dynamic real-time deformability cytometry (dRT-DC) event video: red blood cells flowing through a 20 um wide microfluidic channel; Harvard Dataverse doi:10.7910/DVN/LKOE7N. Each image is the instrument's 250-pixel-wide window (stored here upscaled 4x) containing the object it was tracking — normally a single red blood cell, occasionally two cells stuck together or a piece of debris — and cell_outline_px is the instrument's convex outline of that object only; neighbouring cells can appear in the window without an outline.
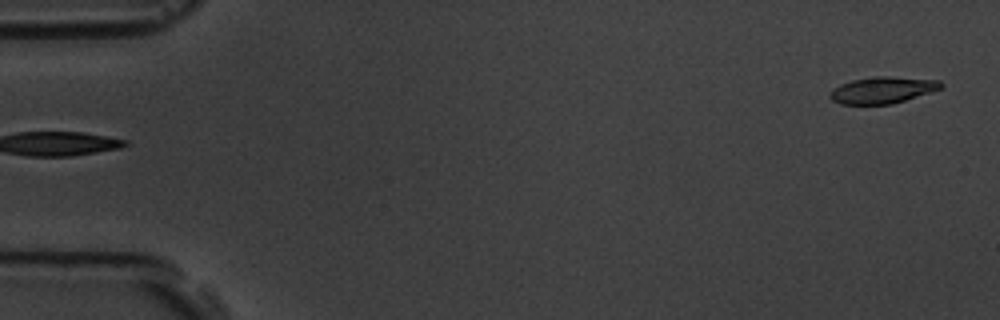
{"species": "common noctule bat (a hibernating species)", "species_latin": "Nyctalus noctula", "temperature_condition": "room temperature", "stored_images_in_passage": 4, "segment_of_instrument_passage": [2, 2], "camera_frame_rate_fps": 3000, "um_per_image_px": 0.085, "animal": {"sex": "male", "body_mass_g": 19.5, "forearm_length_mm": 54.6}, "frame": {"image": 1, "passage_image": 4, "time_ms": 4.333, "image_size_px": [1000, 320], "cell_outline_px": [[944, 88], [892, 104], [840, 104], [832, 100], [828, 96], [832, 88], [840, 84], [852, 80], [876, 76], [888, 76], [940, 80], [944, 84]], "centroid_in_image_um": [75.02, 7.65], "position_along_channel_um": 10.0, "area_um2": 17.34}}